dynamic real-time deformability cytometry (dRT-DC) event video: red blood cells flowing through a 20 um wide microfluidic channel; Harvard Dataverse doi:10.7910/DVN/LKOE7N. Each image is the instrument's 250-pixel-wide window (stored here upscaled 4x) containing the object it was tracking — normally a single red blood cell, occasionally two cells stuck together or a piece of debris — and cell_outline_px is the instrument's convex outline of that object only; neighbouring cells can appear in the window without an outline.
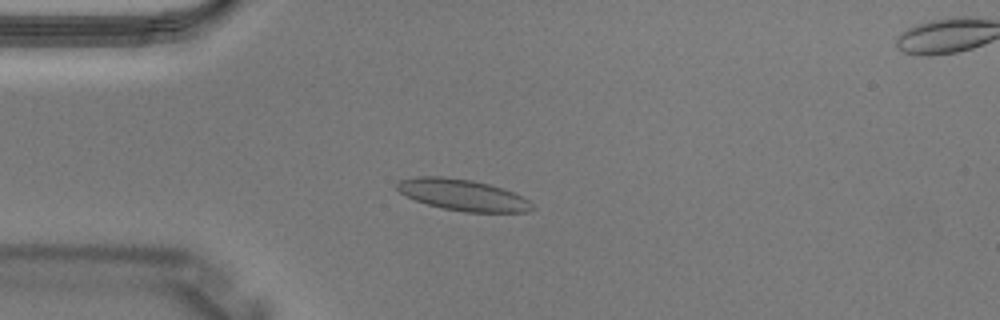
{"species": "Egyptian fruit bat (a non-hibernating species)", "species_latin": "Rousettus aegyptiacus", "temperature_condition": "warm", "stored_images_in_passage": 2, "camera_frame_rate_fps": 3000, "um_per_image_px": 0.085, "animal": {"sex": "male"}, "frame": {"image": 1, "passage_image": 1, "time_ms": 0.0, "image_size_px": [1000, 320], "cell_outline_px": [[536, 208], [528, 212], [464, 212], [444, 208], [428, 204], [416, 200], [400, 192], [396, 188], [396, 184], [400, 180], [416, 176], [440, 176], [472, 180], [504, 188], [528, 200]], "centroid_in_image_um": [39.34, 16.57], "position_along_channel_um": 45.7, "area_um2": 24.51}}